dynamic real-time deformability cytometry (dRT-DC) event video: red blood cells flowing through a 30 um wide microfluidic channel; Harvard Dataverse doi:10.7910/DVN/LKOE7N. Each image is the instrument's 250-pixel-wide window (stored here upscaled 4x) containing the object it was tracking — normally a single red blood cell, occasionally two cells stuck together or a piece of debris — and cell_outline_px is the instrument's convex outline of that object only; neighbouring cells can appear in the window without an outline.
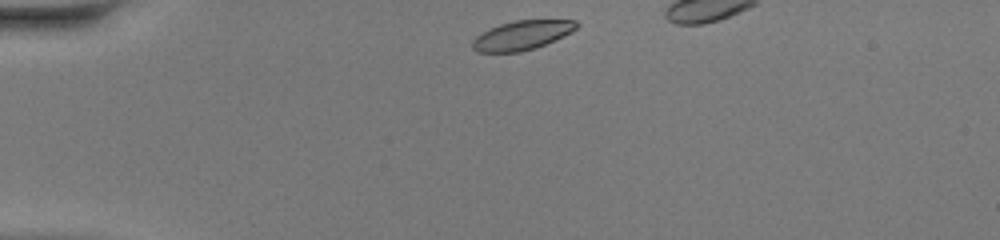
{"species": "common noctule bat (a hibernating species)", "species_latin": "Nyctalus noctula", "temperature_condition": "warm", "stored_images_in_passage": 32, "camera_frame_rate_fps": 3000, "um_per_image_px": 0.085, "animal": {"sex": "female", "body_mass_g": 20.0, "forearm_length_mm": 54.0}, "frame": {"image": 1, "passage_image": 1, "time_ms": 0.0, "image_size_px": [1000, 240], "cell_outline_px": [[580, 24], [572, 32], [536, 48], [520, 52], [476, 52], [472, 48], [472, 40], [480, 32], [488, 28], [500, 24], [516, 20], [576, 20]], "centroid_in_image_um": [44.34, 3.0], "position_along_channel_um": 40.7, "area_um2": 17.86}}
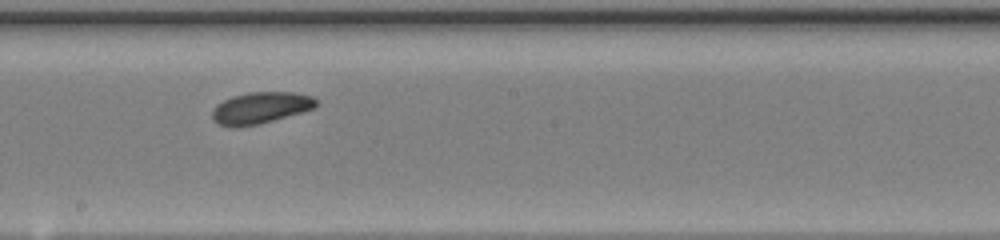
{"frame": {"image": 2, "passage_image": 17, "time_ms": 5.333, "image_size_px": [1000, 240], "cell_outline_px": [[316, 104], [312, 108], [300, 112], [260, 124], [236, 128], [228, 128], [216, 124], [212, 120], [212, 108], [216, 104], [232, 96], [248, 92], [296, 92], [312, 96], [316, 100]], "centroid_in_image_um": [22.05, 9.18], "position_along_channel_um": 226.2, "area_um2": 19.31}}
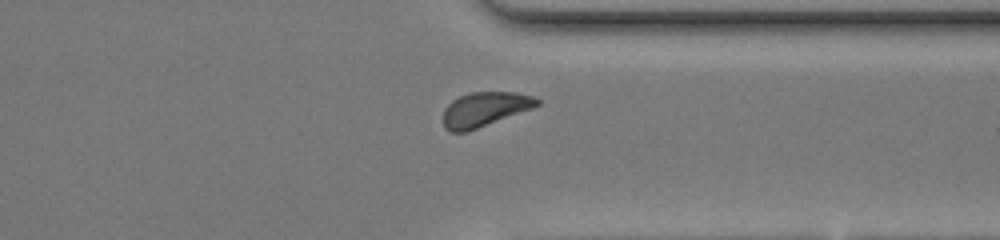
{"frame": {"image": 3, "passage_image": 27, "time_ms": 8.667, "image_size_px": [1000, 240], "cell_outline_px": [[540, 104], [532, 108], [468, 132], [452, 132], [444, 128], [444, 108], [452, 100], [460, 96], [472, 92], [516, 92], [532, 96], [540, 100]], "centroid_in_image_um": [41.19, 9.29], "position_along_channel_um": 370.2, "area_um2": 18.79}, "authors_computed_cell_mechanics": {"area_um2": 18.8428, "velocity_mm_per_s": 4.3252, "shape_relaxation_time_tau1_ms": 4.5232, "shape_relaxation_time_tau2_ms": null, "deformation_change_tau1": 0.1103, "deformation_change_tau2": null}}